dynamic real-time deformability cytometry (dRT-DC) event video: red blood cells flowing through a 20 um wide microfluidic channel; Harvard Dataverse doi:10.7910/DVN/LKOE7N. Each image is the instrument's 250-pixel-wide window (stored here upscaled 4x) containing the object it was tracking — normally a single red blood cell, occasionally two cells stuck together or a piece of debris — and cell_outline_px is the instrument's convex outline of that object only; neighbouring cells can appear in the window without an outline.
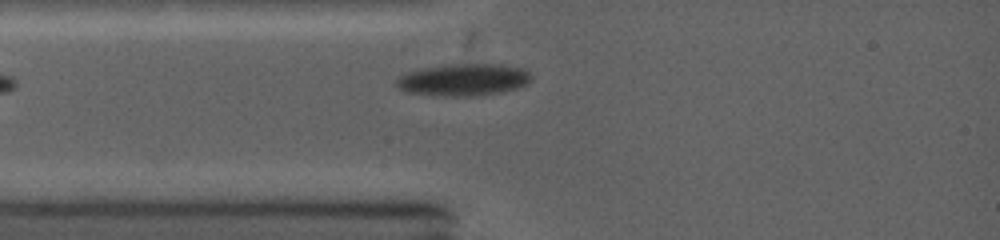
{"species": "common noctule bat (a hibernating species)", "species_latin": "Nyctalus noctula", "temperature_condition": "warm", "stored_images_in_passage": 3, "camera_frame_rate_fps": 5000, "um_per_image_px": 0.085, "animal": {"sex": "female", "body_mass_g": 19.0, "forearm_length_mm": 53.3}, "frame": {"image": 1, "passage_image": 3, "time_ms": 1.6, "image_size_px": [1000, 240], "cell_outline_px": [[528, 80], [524, 84], [512, 88], [492, 92], [464, 96], [452, 96], [408, 92], [400, 88], [396, 84], [396, 80], [400, 76], [408, 72], [424, 68], [448, 64], [500, 64], [520, 68], [528, 72]], "centroid_in_image_um": [39.31, 6.75], "position_along_channel_um": 45.7, "area_um2": 24.04}}